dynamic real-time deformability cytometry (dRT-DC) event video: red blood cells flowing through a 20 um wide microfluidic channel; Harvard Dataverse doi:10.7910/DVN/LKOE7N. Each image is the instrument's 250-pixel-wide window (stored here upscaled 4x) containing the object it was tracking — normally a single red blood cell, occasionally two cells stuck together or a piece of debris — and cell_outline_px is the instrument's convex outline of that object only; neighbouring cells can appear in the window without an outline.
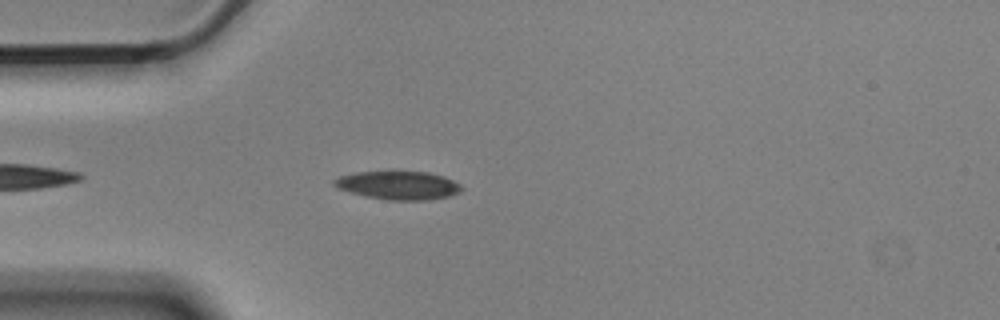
{"species": "Egyptian fruit bat (a non-hibernating species)", "species_latin": "Rousettus aegyptiacus", "temperature_condition": "cold", "stored_images_in_passage": 20, "camera_frame_rate_fps": 3000, "um_per_image_px": 0.085, "animal": {"sex": "male"}, "frame": {"image": 1, "passage_image": 5, "time_ms": 1.333, "image_size_px": [1000, 320], "cell_outline_px": [[464, 188], [460, 192], [448, 196], [428, 200], [388, 200], [368, 196], [336, 188], [332, 184], [332, 180], [340, 176], [352, 172], [388, 168], [392, 168], [428, 172], [444, 176], [460, 184]], "centroid_in_image_um": [33.82, 15.68], "position_along_channel_um": 51.2, "area_um2": 22.14}}
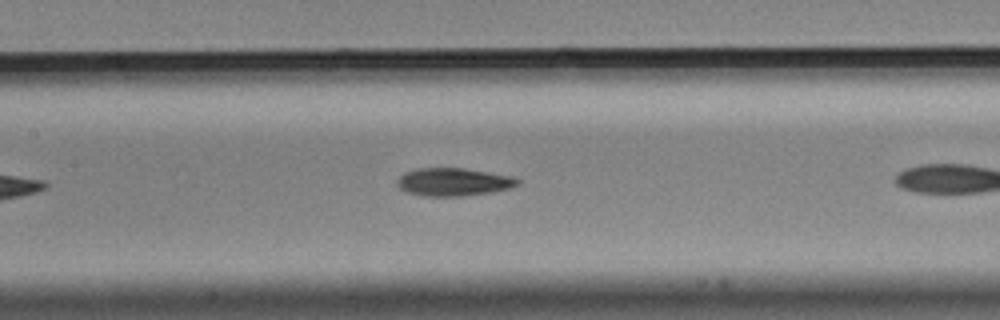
{"frame": {"image": 2, "passage_image": 12, "time_ms": 3.667, "image_size_px": [1000, 320], "cell_outline_px": [[520, 184], [512, 188], [492, 192], [460, 196], [424, 196], [408, 192], [400, 188], [396, 184], [396, 180], [404, 172], [416, 168], [464, 168], [512, 176], [520, 180]], "centroid_in_image_um": [38.55, 15.46], "position_along_channel_um": 168.8, "area_um2": 19.71}}
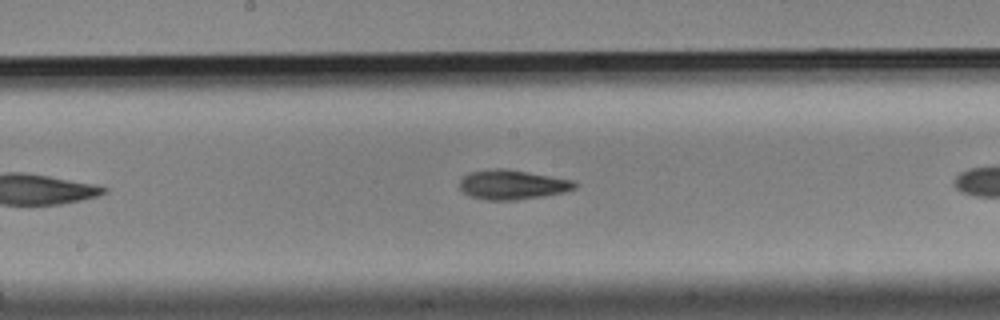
{"frame": {"image": 3, "passage_image": 15, "time_ms": 4.667, "image_size_px": [1000, 320], "cell_outline_px": [[580, 184], [576, 188], [564, 192], [544, 196], [516, 200], [484, 200], [468, 196], [460, 188], [460, 180], [464, 176], [472, 172], [496, 168], [504, 168], [576, 180]], "centroid_in_image_um": [43.6, 15.7], "position_along_channel_um": 204.6, "area_um2": 20.0}}